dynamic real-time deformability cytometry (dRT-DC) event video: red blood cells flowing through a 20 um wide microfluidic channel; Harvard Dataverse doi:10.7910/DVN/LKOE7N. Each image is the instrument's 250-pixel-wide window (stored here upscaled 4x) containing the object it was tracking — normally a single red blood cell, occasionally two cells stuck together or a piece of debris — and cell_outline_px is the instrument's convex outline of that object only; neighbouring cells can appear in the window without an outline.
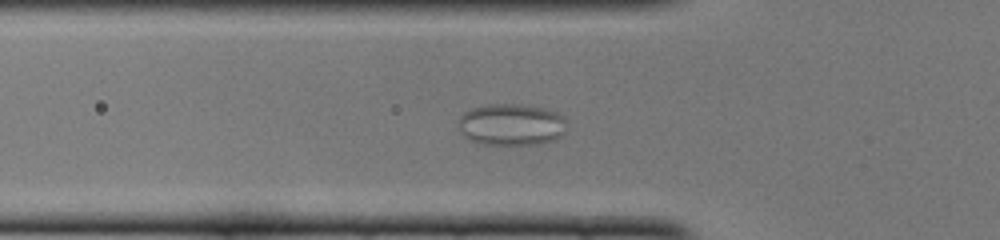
{"species": "common noctule bat (a hibernating species)", "species_latin": "Nyctalus noctula", "temperature_condition": "cold", "stored_images_in_passage": 47, "camera_frame_rate_fps": 3000, "um_per_image_px": 0.085, "animal": {"sex": "female", "body_mass_g": 22.0, "forearm_length_mm": 56.7}, "frame": {"image": 1, "passage_image": 12, "time_ms": 3.667, "image_size_px": [1000, 240], "cell_outline_px": [[564, 132], [560, 136], [552, 140], [540, 144], [484, 144], [472, 140], [464, 136], [460, 132], [460, 116], [464, 112], [472, 108], [488, 104], [520, 104], [548, 108], [564, 116]], "centroid_in_image_um": [43.47, 10.57], "position_along_channel_um": 82.3, "area_um2": 26.24}}
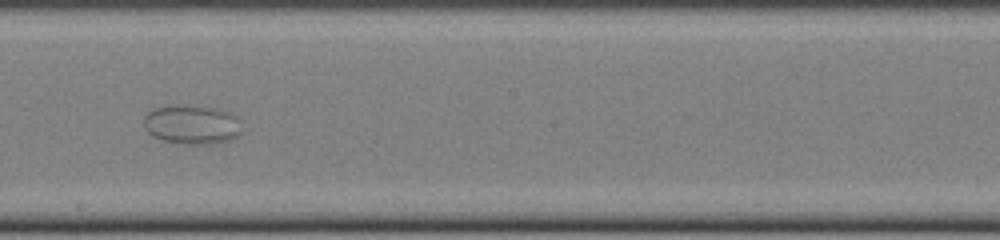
{"frame": {"image": 2, "passage_image": 24, "time_ms": 7.667, "image_size_px": [1000, 240], "cell_outline_px": [[240, 136], [228, 140], [212, 144], [176, 144], [152, 136], [144, 128], [144, 116], [152, 108], [216, 108], [228, 112], [236, 116], [240, 132]], "centroid_in_image_um": [16.29, 10.65], "position_along_channel_um": 231.9, "area_um2": 21.62}}